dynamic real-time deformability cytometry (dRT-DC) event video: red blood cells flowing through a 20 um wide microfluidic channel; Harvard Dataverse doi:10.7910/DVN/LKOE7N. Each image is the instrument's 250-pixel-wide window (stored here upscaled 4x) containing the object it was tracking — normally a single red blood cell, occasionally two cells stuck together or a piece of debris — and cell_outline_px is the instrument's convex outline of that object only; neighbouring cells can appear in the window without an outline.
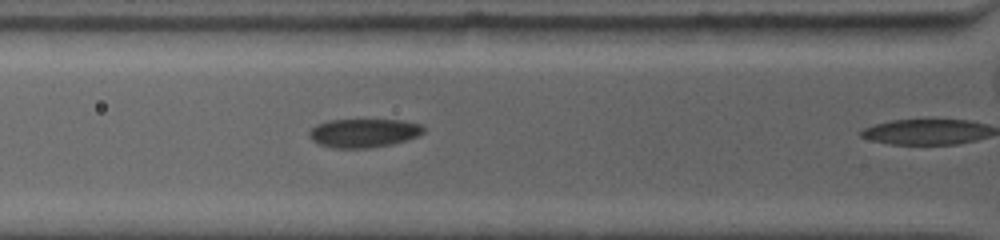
{"species": "common noctule bat (a hibernating species)", "species_latin": "Nyctalus noctula", "temperature_condition": "warm", "stored_images_in_passage": 3, "camera_frame_rate_fps": 4500, "um_per_image_px": 0.085, "animal": {"sex": "female", "body_mass_g": 19.0, "forearm_length_mm": 53.3}, "frame": {"image": 1, "passage_image": 2, "time_ms": 0.444, "image_size_px": [1000, 240], "cell_outline_px": [[424, 132], [416, 136], [392, 144], [368, 148], [332, 148], [320, 144], [312, 140], [308, 136], [308, 132], [316, 124], [328, 120], [404, 120], [420, 124], [424, 128]], "centroid_in_image_um": [30.88, 11.3], "position_along_channel_um": 94.9, "area_um2": 19.07}}